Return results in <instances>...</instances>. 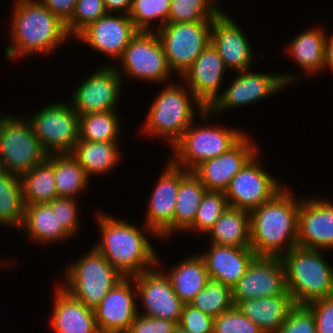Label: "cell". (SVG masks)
<instances>
[{"label":"cell","instance_id":"obj_50","mask_svg":"<svg viewBox=\"0 0 333 333\" xmlns=\"http://www.w3.org/2000/svg\"><path fill=\"white\" fill-rule=\"evenodd\" d=\"M325 68L331 69L333 71V34L328 36L325 33Z\"/></svg>","mask_w":333,"mask_h":333},{"label":"cell","instance_id":"obj_20","mask_svg":"<svg viewBox=\"0 0 333 333\" xmlns=\"http://www.w3.org/2000/svg\"><path fill=\"white\" fill-rule=\"evenodd\" d=\"M135 290L134 278L125 277L93 309L100 333L127 332L134 318L140 312L134 297L137 294L133 292Z\"/></svg>","mask_w":333,"mask_h":333},{"label":"cell","instance_id":"obj_19","mask_svg":"<svg viewBox=\"0 0 333 333\" xmlns=\"http://www.w3.org/2000/svg\"><path fill=\"white\" fill-rule=\"evenodd\" d=\"M138 31L129 15L106 13L84 29L76 39L107 57L119 60Z\"/></svg>","mask_w":333,"mask_h":333},{"label":"cell","instance_id":"obj_34","mask_svg":"<svg viewBox=\"0 0 333 333\" xmlns=\"http://www.w3.org/2000/svg\"><path fill=\"white\" fill-rule=\"evenodd\" d=\"M53 173L58 197L77 199L88 187L90 179L71 154H53Z\"/></svg>","mask_w":333,"mask_h":333},{"label":"cell","instance_id":"obj_16","mask_svg":"<svg viewBox=\"0 0 333 333\" xmlns=\"http://www.w3.org/2000/svg\"><path fill=\"white\" fill-rule=\"evenodd\" d=\"M154 267L133 276L137 296L142 300L143 313L149 317L166 319L179 323L184 303L172 289L169 278Z\"/></svg>","mask_w":333,"mask_h":333},{"label":"cell","instance_id":"obj_48","mask_svg":"<svg viewBox=\"0 0 333 333\" xmlns=\"http://www.w3.org/2000/svg\"><path fill=\"white\" fill-rule=\"evenodd\" d=\"M63 23H67L75 10L77 0H39Z\"/></svg>","mask_w":333,"mask_h":333},{"label":"cell","instance_id":"obj_24","mask_svg":"<svg viewBox=\"0 0 333 333\" xmlns=\"http://www.w3.org/2000/svg\"><path fill=\"white\" fill-rule=\"evenodd\" d=\"M210 245L208 251L200 253L209 277L232 289L245 274L249 263L256 256L255 252L251 247Z\"/></svg>","mask_w":333,"mask_h":333},{"label":"cell","instance_id":"obj_49","mask_svg":"<svg viewBox=\"0 0 333 333\" xmlns=\"http://www.w3.org/2000/svg\"><path fill=\"white\" fill-rule=\"evenodd\" d=\"M107 13H121L129 15L132 7V0H103Z\"/></svg>","mask_w":333,"mask_h":333},{"label":"cell","instance_id":"obj_23","mask_svg":"<svg viewBox=\"0 0 333 333\" xmlns=\"http://www.w3.org/2000/svg\"><path fill=\"white\" fill-rule=\"evenodd\" d=\"M225 69L227 70L223 59L210 43L181 79L183 84L208 109L221 95L219 88L222 85Z\"/></svg>","mask_w":333,"mask_h":333},{"label":"cell","instance_id":"obj_51","mask_svg":"<svg viewBox=\"0 0 333 333\" xmlns=\"http://www.w3.org/2000/svg\"><path fill=\"white\" fill-rule=\"evenodd\" d=\"M5 173H7V170L5 168V165H4V162H3V158L0 155V175H3Z\"/></svg>","mask_w":333,"mask_h":333},{"label":"cell","instance_id":"obj_32","mask_svg":"<svg viewBox=\"0 0 333 333\" xmlns=\"http://www.w3.org/2000/svg\"><path fill=\"white\" fill-rule=\"evenodd\" d=\"M207 189L192 172L182 168L174 212V233L185 231L193 224L202 197Z\"/></svg>","mask_w":333,"mask_h":333},{"label":"cell","instance_id":"obj_7","mask_svg":"<svg viewBox=\"0 0 333 333\" xmlns=\"http://www.w3.org/2000/svg\"><path fill=\"white\" fill-rule=\"evenodd\" d=\"M192 124L171 147L175 152L171 162L187 171H193L203 161L229 151L246 134L238 129L213 126L210 123L199 127ZM210 124V125H208Z\"/></svg>","mask_w":333,"mask_h":333},{"label":"cell","instance_id":"obj_5","mask_svg":"<svg viewBox=\"0 0 333 333\" xmlns=\"http://www.w3.org/2000/svg\"><path fill=\"white\" fill-rule=\"evenodd\" d=\"M280 258L294 304L308 305L333 295V267L320 250L296 246Z\"/></svg>","mask_w":333,"mask_h":333},{"label":"cell","instance_id":"obj_17","mask_svg":"<svg viewBox=\"0 0 333 333\" xmlns=\"http://www.w3.org/2000/svg\"><path fill=\"white\" fill-rule=\"evenodd\" d=\"M167 161L151 193L144 221L161 239L174 234L175 202L182 181V168L175 166L170 159Z\"/></svg>","mask_w":333,"mask_h":333},{"label":"cell","instance_id":"obj_46","mask_svg":"<svg viewBox=\"0 0 333 333\" xmlns=\"http://www.w3.org/2000/svg\"><path fill=\"white\" fill-rule=\"evenodd\" d=\"M177 326L174 321L138 313L126 333H173Z\"/></svg>","mask_w":333,"mask_h":333},{"label":"cell","instance_id":"obj_4","mask_svg":"<svg viewBox=\"0 0 333 333\" xmlns=\"http://www.w3.org/2000/svg\"><path fill=\"white\" fill-rule=\"evenodd\" d=\"M195 109L203 120L211 116L186 85L169 83L152 102L142 131L145 135L163 137L173 146L194 122Z\"/></svg>","mask_w":333,"mask_h":333},{"label":"cell","instance_id":"obj_39","mask_svg":"<svg viewBox=\"0 0 333 333\" xmlns=\"http://www.w3.org/2000/svg\"><path fill=\"white\" fill-rule=\"evenodd\" d=\"M169 9L170 0H132L129 17L139 31H156L168 23ZM158 19V27L151 28Z\"/></svg>","mask_w":333,"mask_h":333},{"label":"cell","instance_id":"obj_44","mask_svg":"<svg viewBox=\"0 0 333 333\" xmlns=\"http://www.w3.org/2000/svg\"><path fill=\"white\" fill-rule=\"evenodd\" d=\"M51 208L53 213H56L58 222L62 227L71 235L79 229V212L78 203L74 198L57 197L51 202L47 203Z\"/></svg>","mask_w":333,"mask_h":333},{"label":"cell","instance_id":"obj_10","mask_svg":"<svg viewBox=\"0 0 333 333\" xmlns=\"http://www.w3.org/2000/svg\"><path fill=\"white\" fill-rule=\"evenodd\" d=\"M119 61L122 64L114 67L122 78L125 74L127 78L129 75L133 79L159 84L169 81L168 77L173 73L168 65L161 40L154 30L138 31Z\"/></svg>","mask_w":333,"mask_h":333},{"label":"cell","instance_id":"obj_12","mask_svg":"<svg viewBox=\"0 0 333 333\" xmlns=\"http://www.w3.org/2000/svg\"><path fill=\"white\" fill-rule=\"evenodd\" d=\"M232 83L215 102L208 108L213 116L214 113H222L228 109L238 108L248 104L256 103L269 95L286 88L290 83L297 82L303 78L299 74H268L257 73L250 69L238 72ZM300 78V79H299Z\"/></svg>","mask_w":333,"mask_h":333},{"label":"cell","instance_id":"obj_8","mask_svg":"<svg viewBox=\"0 0 333 333\" xmlns=\"http://www.w3.org/2000/svg\"><path fill=\"white\" fill-rule=\"evenodd\" d=\"M0 155L7 172L19 176L48 156L30 121L8 114L0 117Z\"/></svg>","mask_w":333,"mask_h":333},{"label":"cell","instance_id":"obj_6","mask_svg":"<svg viewBox=\"0 0 333 333\" xmlns=\"http://www.w3.org/2000/svg\"><path fill=\"white\" fill-rule=\"evenodd\" d=\"M90 249L66 267L64 282L60 286L75 299L94 309L125 277L94 247Z\"/></svg>","mask_w":333,"mask_h":333},{"label":"cell","instance_id":"obj_22","mask_svg":"<svg viewBox=\"0 0 333 333\" xmlns=\"http://www.w3.org/2000/svg\"><path fill=\"white\" fill-rule=\"evenodd\" d=\"M250 137L245 135L229 151L203 161L192 172L200 179L207 191L225 192L230 180L258 151Z\"/></svg>","mask_w":333,"mask_h":333},{"label":"cell","instance_id":"obj_30","mask_svg":"<svg viewBox=\"0 0 333 333\" xmlns=\"http://www.w3.org/2000/svg\"><path fill=\"white\" fill-rule=\"evenodd\" d=\"M117 142H91L79 140L71 155L85 170L88 178L90 175L108 173L121 161L120 148ZM120 160V161H119Z\"/></svg>","mask_w":333,"mask_h":333},{"label":"cell","instance_id":"obj_11","mask_svg":"<svg viewBox=\"0 0 333 333\" xmlns=\"http://www.w3.org/2000/svg\"><path fill=\"white\" fill-rule=\"evenodd\" d=\"M48 154H71L79 141V116L71 104L55 102L28 119Z\"/></svg>","mask_w":333,"mask_h":333},{"label":"cell","instance_id":"obj_40","mask_svg":"<svg viewBox=\"0 0 333 333\" xmlns=\"http://www.w3.org/2000/svg\"><path fill=\"white\" fill-rule=\"evenodd\" d=\"M228 207L222 191H206L198 207L193 224L186 230L207 233Z\"/></svg>","mask_w":333,"mask_h":333},{"label":"cell","instance_id":"obj_14","mask_svg":"<svg viewBox=\"0 0 333 333\" xmlns=\"http://www.w3.org/2000/svg\"><path fill=\"white\" fill-rule=\"evenodd\" d=\"M111 64L99 67L74 91L69 103L78 116L117 111L115 107L122 92V77Z\"/></svg>","mask_w":333,"mask_h":333},{"label":"cell","instance_id":"obj_37","mask_svg":"<svg viewBox=\"0 0 333 333\" xmlns=\"http://www.w3.org/2000/svg\"><path fill=\"white\" fill-rule=\"evenodd\" d=\"M214 1L170 0L168 22H212L222 11Z\"/></svg>","mask_w":333,"mask_h":333},{"label":"cell","instance_id":"obj_47","mask_svg":"<svg viewBox=\"0 0 333 333\" xmlns=\"http://www.w3.org/2000/svg\"><path fill=\"white\" fill-rule=\"evenodd\" d=\"M306 306L314 316L317 333H333V295Z\"/></svg>","mask_w":333,"mask_h":333},{"label":"cell","instance_id":"obj_21","mask_svg":"<svg viewBox=\"0 0 333 333\" xmlns=\"http://www.w3.org/2000/svg\"><path fill=\"white\" fill-rule=\"evenodd\" d=\"M221 11L211 25V44L218 51L226 68L234 72L251 69L253 50L246 34L235 23L232 17Z\"/></svg>","mask_w":333,"mask_h":333},{"label":"cell","instance_id":"obj_36","mask_svg":"<svg viewBox=\"0 0 333 333\" xmlns=\"http://www.w3.org/2000/svg\"><path fill=\"white\" fill-rule=\"evenodd\" d=\"M117 111L96 112L79 116V140L117 142L120 132Z\"/></svg>","mask_w":333,"mask_h":333},{"label":"cell","instance_id":"obj_29","mask_svg":"<svg viewBox=\"0 0 333 333\" xmlns=\"http://www.w3.org/2000/svg\"><path fill=\"white\" fill-rule=\"evenodd\" d=\"M321 27L299 33L287 48L289 56L304 73H319L325 67V33Z\"/></svg>","mask_w":333,"mask_h":333},{"label":"cell","instance_id":"obj_38","mask_svg":"<svg viewBox=\"0 0 333 333\" xmlns=\"http://www.w3.org/2000/svg\"><path fill=\"white\" fill-rule=\"evenodd\" d=\"M190 305L201 310L204 314L216 318L234 306L232 289L221 282L210 279L206 286L195 296Z\"/></svg>","mask_w":333,"mask_h":333},{"label":"cell","instance_id":"obj_28","mask_svg":"<svg viewBox=\"0 0 333 333\" xmlns=\"http://www.w3.org/2000/svg\"><path fill=\"white\" fill-rule=\"evenodd\" d=\"M20 229L28 233L31 240L52 243L68 240L71 235L58 222L56 213L47 204L25 205L23 224Z\"/></svg>","mask_w":333,"mask_h":333},{"label":"cell","instance_id":"obj_13","mask_svg":"<svg viewBox=\"0 0 333 333\" xmlns=\"http://www.w3.org/2000/svg\"><path fill=\"white\" fill-rule=\"evenodd\" d=\"M258 155L257 152L230 180L224 192L229 207L250 212L285 187L258 164Z\"/></svg>","mask_w":333,"mask_h":333},{"label":"cell","instance_id":"obj_45","mask_svg":"<svg viewBox=\"0 0 333 333\" xmlns=\"http://www.w3.org/2000/svg\"><path fill=\"white\" fill-rule=\"evenodd\" d=\"M178 326L188 333H214V318L190 304H184Z\"/></svg>","mask_w":333,"mask_h":333},{"label":"cell","instance_id":"obj_35","mask_svg":"<svg viewBox=\"0 0 333 333\" xmlns=\"http://www.w3.org/2000/svg\"><path fill=\"white\" fill-rule=\"evenodd\" d=\"M24 212L21 177L9 172L0 175V225L20 230Z\"/></svg>","mask_w":333,"mask_h":333},{"label":"cell","instance_id":"obj_52","mask_svg":"<svg viewBox=\"0 0 333 333\" xmlns=\"http://www.w3.org/2000/svg\"><path fill=\"white\" fill-rule=\"evenodd\" d=\"M173 333H188V332L182 329L181 327L177 326V328L174 330Z\"/></svg>","mask_w":333,"mask_h":333},{"label":"cell","instance_id":"obj_3","mask_svg":"<svg viewBox=\"0 0 333 333\" xmlns=\"http://www.w3.org/2000/svg\"><path fill=\"white\" fill-rule=\"evenodd\" d=\"M8 59L50 54L67 40L66 25L38 0H14ZM50 52V53H49Z\"/></svg>","mask_w":333,"mask_h":333},{"label":"cell","instance_id":"obj_43","mask_svg":"<svg viewBox=\"0 0 333 333\" xmlns=\"http://www.w3.org/2000/svg\"><path fill=\"white\" fill-rule=\"evenodd\" d=\"M277 333H317L311 310L306 305L295 304Z\"/></svg>","mask_w":333,"mask_h":333},{"label":"cell","instance_id":"obj_41","mask_svg":"<svg viewBox=\"0 0 333 333\" xmlns=\"http://www.w3.org/2000/svg\"><path fill=\"white\" fill-rule=\"evenodd\" d=\"M106 13L103 0H77L71 19L65 24L68 35L76 38Z\"/></svg>","mask_w":333,"mask_h":333},{"label":"cell","instance_id":"obj_26","mask_svg":"<svg viewBox=\"0 0 333 333\" xmlns=\"http://www.w3.org/2000/svg\"><path fill=\"white\" fill-rule=\"evenodd\" d=\"M294 305L291 295H277L239 301L235 306L265 333H277Z\"/></svg>","mask_w":333,"mask_h":333},{"label":"cell","instance_id":"obj_15","mask_svg":"<svg viewBox=\"0 0 333 333\" xmlns=\"http://www.w3.org/2000/svg\"><path fill=\"white\" fill-rule=\"evenodd\" d=\"M290 295L286 289L285 270L280 257L255 256L245 274L232 288L234 306L247 299Z\"/></svg>","mask_w":333,"mask_h":333},{"label":"cell","instance_id":"obj_25","mask_svg":"<svg viewBox=\"0 0 333 333\" xmlns=\"http://www.w3.org/2000/svg\"><path fill=\"white\" fill-rule=\"evenodd\" d=\"M50 327L54 333H100L94 310L58 285Z\"/></svg>","mask_w":333,"mask_h":333},{"label":"cell","instance_id":"obj_1","mask_svg":"<svg viewBox=\"0 0 333 333\" xmlns=\"http://www.w3.org/2000/svg\"><path fill=\"white\" fill-rule=\"evenodd\" d=\"M104 214L98 213L97 225L101 236L94 248L115 269L124 277H133L160 266L159 256L148 240L149 234L157 235L153 230L145 224L140 230L124 220Z\"/></svg>","mask_w":333,"mask_h":333},{"label":"cell","instance_id":"obj_31","mask_svg":"<svg viewBox=\"0 0 333 333\" xmlns=\"http://www.w3.org/2000/svg\"><path fill=\"white\" fill-rule=\"evenodd\" d=\"M208 233L212 244L250 247L249 211L228 206Z\"/></svg>","mask_w":333,"mask_h":333},{"label":"cell","instance_id":"obj_33","mask_svg":"<svg viewBox=\"0 0 333 333\" xmlns=\"http://www.w3.org/2000/svg\"><path fill=\"white\" fill-rule=\"evenodd\" d=\"M20 177L25 205L49 203L58 197L53 173V154Z\"/></svg>","mask_w":333,"mask_h":333},{"label":"cell","instance_id":"obj_2","mask_svg":"<svg viewBox=\"0 0 333 333\" xmlns=\"http://www.w3.org/2000/svg\"><path fill=\"white\" fill-rule=\"evenodd\" d=\"M292 191L284 187L249 212L250 247L256 256L281 257L296 247L301 199L296 200Z\"/></svg>","mask_w":333,"mask_h":333},{"label":"cell","instance_id":"obj_27","mask_svg":"<svg viewBox=\"0 0 333 333\" xmlns=\"http://www.w3.org/2000/svg\"><path fill=\"white\" fill-rule=\"evenodd\" d=\"M165 274L173 291L184 304H190L210 281L204 260L199 254L185 258Z\"/></svg>","mask_w":333,"mask_h":333},{"label":"cell","instance_id":"obj_9","mask_svg":"<svg viewBox=\"0 0 333 333\" xmlns=\"http://www.w3.org/2000/svg\"><path fill=\"white\" fill-rule=\"evenodd\" d=\"M211 25L212 22H168L156 30L170 70L179 79L211 43Z\"/></svg>","mask_w":333,"mask_h":333},{"label":"cell","instance_id":"obj_42","mask_svg":"<svg viewBox=\"0 0 333 333\" xmlns=\"http://www.w3.org/2000/svg\"><path fill=\"white\" fill-rule=\"evenodd\" d=\"M214 333H265L236 306L214 318Z\"/></svg>","mask_w":333,"mask_h":333},{"label":"cell","instance_id":"obj_18","mask_svg":"<svg viewBox=\"0 0 333 333\" xmlns=\"http://www.w3.org/2000/svg\"><path fill=\"white\" fill-rule=\"evenodd\" d=\"M302 198L298 213L297 247L333 249V202L324 198Z\"/></svg>","mask_w":333,"mask_h":333}]
</instances>
